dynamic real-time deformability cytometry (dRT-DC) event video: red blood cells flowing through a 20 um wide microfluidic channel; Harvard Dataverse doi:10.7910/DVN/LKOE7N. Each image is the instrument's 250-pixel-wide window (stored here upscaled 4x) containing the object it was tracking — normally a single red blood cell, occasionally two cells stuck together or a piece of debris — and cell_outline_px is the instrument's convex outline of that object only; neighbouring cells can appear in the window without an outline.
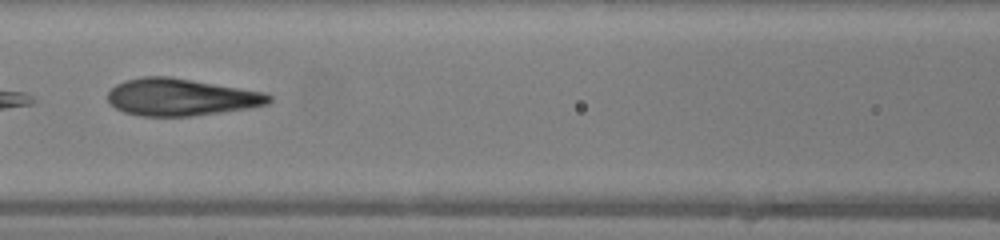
{"species": "human", "species_latin": "Homo sapiens", "temperature_condition": "warm", "stored_images_in_passage": 44, "camera_frame_rate_fps": 3000, "um_per_image_px": 0.085, "donor": {"sex": "female"}, "frame": {"image": 1, "passage_image": 19, "time_ms": 6.0, "image_size_px": [1000, 240], "cell_outline_px": [[272, 100], [268, 104], [248, 108], [220, 112], [188, 116], [140, 116], [124, 112], [116, 108], [108, 100], [108, 92], [116, 84], [124, 80], [144, 76], [168, 76], [264, 92], [272, 96]], "centroid_in_image_um": [15.36, 8.25], "position_along_channel_um": 151.2, "area_um2": 34.68}, "authors_computed_cell_mechanics": {"area_um2": 38.1769, "velocity_mm_per_s": 4.3464, "shape_relaxation_time_tau1_ms": 1.6962, "shape_relaxation_time_tau2_ms": 1.1718, "deformation_change_tau1": 0.0959, "deformation_change_tau2": 0.1033}}